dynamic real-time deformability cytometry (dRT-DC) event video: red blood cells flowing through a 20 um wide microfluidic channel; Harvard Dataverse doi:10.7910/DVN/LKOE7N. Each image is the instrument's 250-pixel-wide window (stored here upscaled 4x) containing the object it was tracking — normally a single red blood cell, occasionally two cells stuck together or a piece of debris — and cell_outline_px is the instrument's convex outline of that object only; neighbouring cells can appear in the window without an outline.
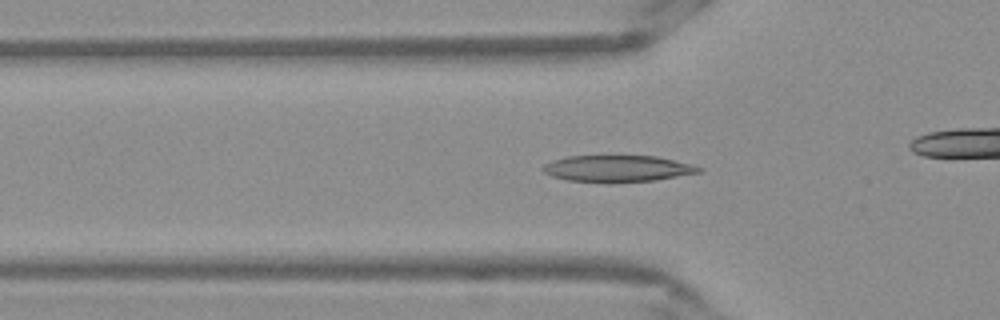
{"species": "Egyptian fruit bat (a non-hibernating species)", "species_latin": "Rousettus aegyptiacus", "temperature_condition": "warm", "stored_images_in_passage": 41, "camera_frame_rate_fps": 3000, "um_per_image_px": 0.085, "frame": {"image": 1, "passage_image": 18, "time_ms": 5.667, "image_size_px": [1000, 320], "cell_outline_px": [[676, 172], [664, 176], [640, 180], [584, 180], [588, 156], [640, 156], [664, 160], [672, 164]], "centroid_in_image_um": [53.23, 14.29], "position_along_channel_um": 72.6, "area_um2": 13.7}}
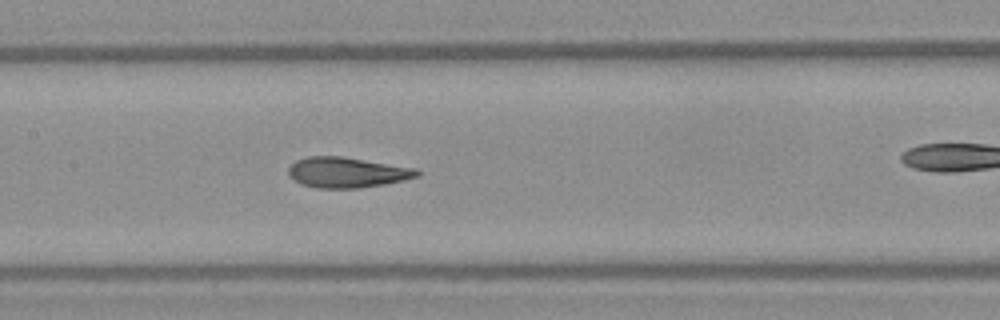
{"frame": {"image": 2, "passage_image": 26, "time_ms": 8.333, "image_size_px": [1000, 320], "cell_outline_px": [[416, 172], [408, 176], [392, 180], [368, 184], [312, 184], [308, 160], [352, 160]], "centroid_in_image_um": [29.94, 14.66], "position_along_channel_um": 177.5, "area_um2": 13.99}}
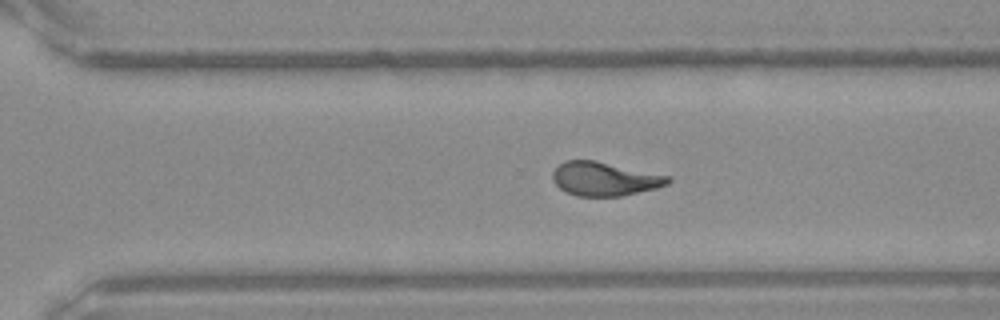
{"frame": {"image": 3, "passage_image": 37, "time_ms": 12.0, "image_size_px": [1000, 320], "cell_outline_px": [[668, 180], [660, 184], [628, 192], [600, 196], [596, 196], [572, 192], [564, 188], [560, 184], [576, 160], [584, 160]], "centroid_in_image_um": [51.42, 15.27], "position_along_channel_um": 319.2, "area_um2": 16.59}}